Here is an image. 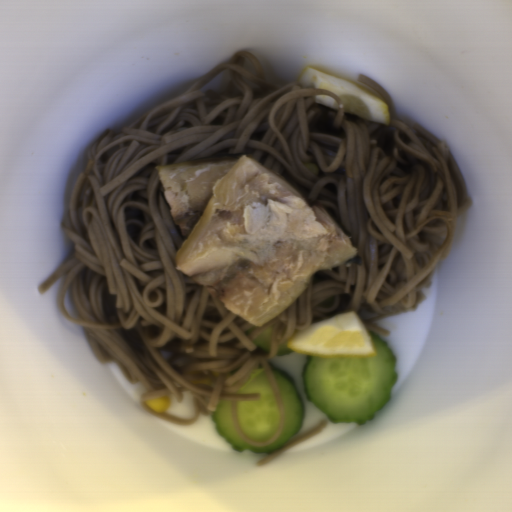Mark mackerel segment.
<instances>
[{"mask_svg": "<svg viewBox=\"0 0 512 512\" xmlns=\"http://www.w3.org/2000/svg\"><path fill=\"white\" fill-rule=\"evenodd\" d=\"M184 240L176 271L213 287L226 310L262 326L288 309L315 273L358 249L251 153L153 167Z\"/></svg>", "mask_w": 512, "mask_h": 512, "instance_id": "obj_1", "label": "mackerel segment"}]
</instances>
